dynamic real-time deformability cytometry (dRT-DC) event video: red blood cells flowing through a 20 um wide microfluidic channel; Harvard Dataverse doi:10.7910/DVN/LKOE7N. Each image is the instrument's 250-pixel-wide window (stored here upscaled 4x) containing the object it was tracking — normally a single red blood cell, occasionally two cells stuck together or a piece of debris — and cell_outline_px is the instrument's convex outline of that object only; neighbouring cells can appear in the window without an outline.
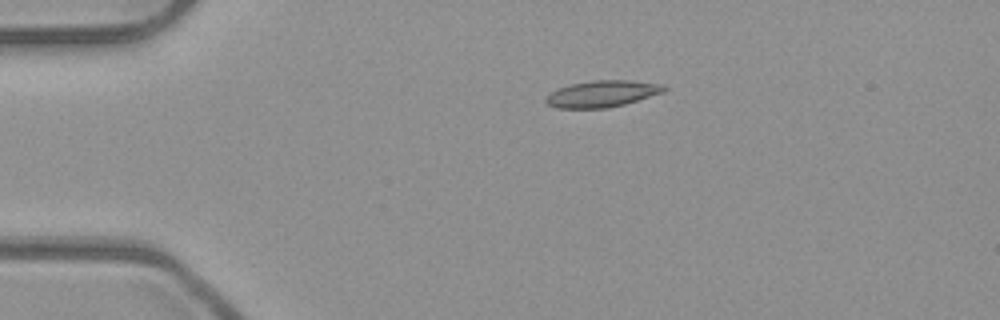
{"species": "common noctule bat (a hibernating species)", "species_latin": "Nyctalus noctula", "temperature_condition": "room temperature", "stored_images_in_passage": 5, "camera_frame_rate_fps": 3000, "um_per_image_px": 0.085, "animal": {"sex": "male", "body_mass_g": 23.1, "forearm_length_mm": 52.7}, "frame": {"image": 1, "passage_image": 1, "time_ms": 0.0, "image_size_px": [1000, 320], "cell_outline_px": [[668, 88], [664, 92], [624, 104], [608, 108], [556, 108], [548, 104], [544, 100], [552, 92], [560, 88], [572, 84], [592, 80], [628, 80], [664, 84]], "centroid_in_image_um": [51.22, 7.97], "position_along_channel_um": 33.8, "area_um2": 18.15}}
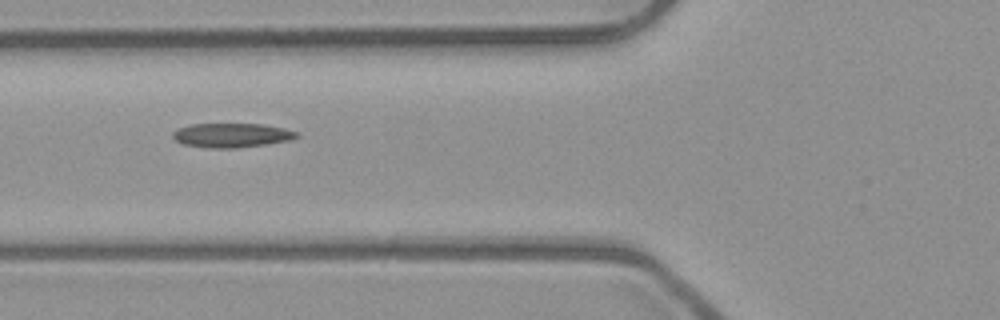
{"frame": {"image": 2, "passage_image": 3, "time_ms": 0.667, "image_size_px": [1000, 320], "cell_outline_px": [[300, 136], [292, 140], [268, 144], [236, 148], [212, 148], [184, 144], [176, 140], [172, 136], [172, 132], [176, 128], [192, 124], [264, 124], [284, 128], [296, 132]], "centroid_in_image_um": [19.71, 11.49], "position_along_channel_um": 106.1, "area_um2": 17.57}}
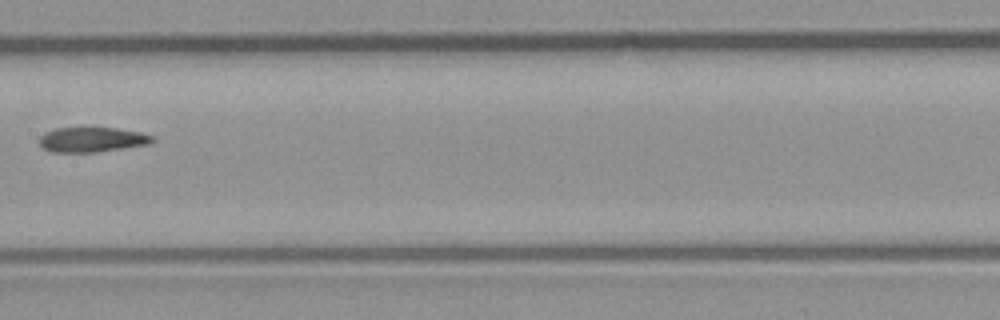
{"frame": {"image": 3, "passage_image": 5, "time_ms": 1.333, "image_size_px": [1000, 320], "cell_outline_px": [[156, 140], [148, 144], [96, 152], [52, 152], [44, 148], [40, 144], [40, 136], [44, 132], [56, 128], [84, 124], [116, 128], [140, 132], [152, 136]], "centroid_in_image_um": [7.78, 11.81], "position_along_channel_um": 199.6, "area_um2": 17.11}}